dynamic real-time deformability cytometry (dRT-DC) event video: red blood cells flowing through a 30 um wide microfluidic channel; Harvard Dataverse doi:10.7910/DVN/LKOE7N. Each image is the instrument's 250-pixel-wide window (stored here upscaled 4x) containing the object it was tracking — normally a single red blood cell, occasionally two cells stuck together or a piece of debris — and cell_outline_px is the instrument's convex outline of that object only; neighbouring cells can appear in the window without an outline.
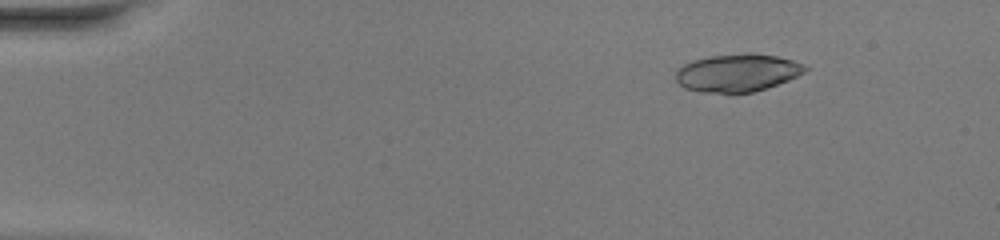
{"species": "common noctule bat (a hibernating species)", "species_latin": "Nyctalus noctula", "temperature_condition": "warm", "stored_images_in_passage": 49, "camera_frame_rate_fps": 3000, "um_per_image_px": 0.085, "animal": {"sex": "female", "body_mass_g": 20.0, "forearm_length_mm": 54.0}, "frame": {"image": 1, "passage_image": 7, "time_ms": 2.0, "image_size_px": [1000, 240], "cell_outline_px": [[808, 68], [804, 72], [788, 80], [752, 92], [732, 96], [700, 92], [684, 88], [676, 80], [676, 72], [684, 64], [692, 60], [708, 56], [748, 52], [752, 52], [776, 56], [792, 60], [804, 64]], "centroid_in_image_um": [62.64, 6.21], "position_along_channel_um": 22.4, "area_um2": 29.07}}